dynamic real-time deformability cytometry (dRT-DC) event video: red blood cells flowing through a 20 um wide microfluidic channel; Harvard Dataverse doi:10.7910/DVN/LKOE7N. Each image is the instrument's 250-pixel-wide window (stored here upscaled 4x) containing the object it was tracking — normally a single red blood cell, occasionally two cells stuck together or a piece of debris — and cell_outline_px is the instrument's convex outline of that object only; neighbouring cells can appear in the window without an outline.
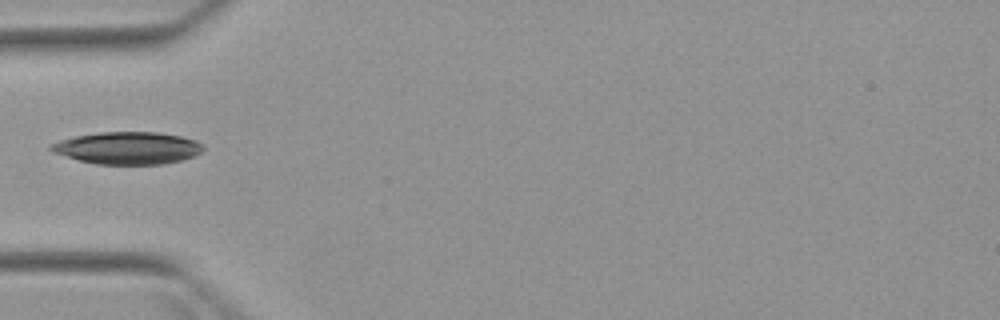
{"species": "Egyptian fruit bat (a non-hibernating species)", "species_latin": "Rousettus aegyptiacus", "temperature_condition": "warm", "stored_images_in_passage": 1, "camera_frame_rate_fps": 3000, "um_per_image_px": 0.085, "animal": {"sex": "female"}, "frame": {"image": 1, "passage_image": 1, "time_ms": 0.0, "image_size_px": [1000, 320], "cell_outline_px": [[204, 148], [200, 152], [184, 160], [164, 164], [96, 164], [80, 160], [52, 152], [48, 148], [52, 144], [60, 140], [76, 136], [100, 132], [156, 132], [180, 136], [196, 140], [204, 144]], "centroid_in_image_um": [10.88, 12.58], "position_along_channel_um": 74.1, "area_um2": 28.55}}